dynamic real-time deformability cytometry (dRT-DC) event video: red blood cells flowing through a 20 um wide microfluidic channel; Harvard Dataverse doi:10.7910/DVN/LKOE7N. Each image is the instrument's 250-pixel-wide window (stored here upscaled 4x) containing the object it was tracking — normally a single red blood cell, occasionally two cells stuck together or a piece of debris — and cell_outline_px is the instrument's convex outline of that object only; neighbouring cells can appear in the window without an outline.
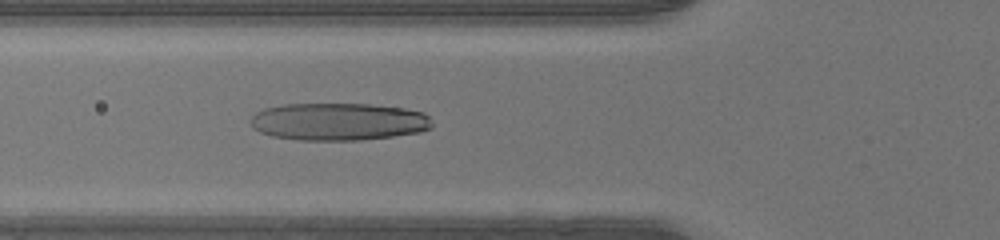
{"species": "human", "species_latin": "Homo sapiens", "temperature_condition": "warm", "stored_images_in_passage": 47, "camera_frame_rate_fps": 3000, "um_per_image_px": 0.085, "donor": {"sex": "male"}, "frame": {"image": 1, "passage_image": 17, "time_ms": 5.333, "image_size_px": [1000, 240], "cell_outline_px": [[432, 128], [420, 132], [392, 136], [360, 140], [296, 140], [272, 136], [260, 132], [252, 128], [252, 116], [256, 112], [264, 108], [284, 104], [368, 104], [404, 108], [424, 112], [428, 116], [432, 124]], "centroid_in_image_um": [28.77, 10.34], "position_along_channel_um": 97.0, "area_um2": 39.77}}
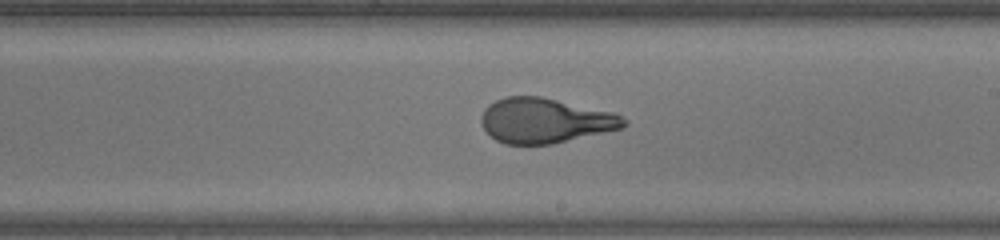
{"frame": {"image": 2, "passage_image": 27, "time_ms": 8.667, "image_size_px": [1000, 240], "cell_outline_px": [[628, 124], [624, 128], [552, 144], [504, 144], [496, 140], [484, 128], [480, 120], [480, 116], [484, 108], [488, 104], [504, 96], [540, 96], [612, 112], [628, 120]], "centroid_in_image_um": [46.32, 10.25], "position_along_channel_um": 242.7, "area_um2": 37.4}}
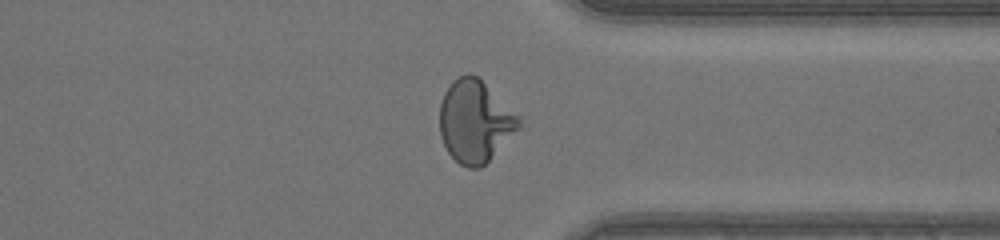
{"frame": {"image": 3, "passage_image": 36, "time_ms": 11.667, "image_size_px": [1000, 240], "cell_outline_px": [[520, 128], [480, 168], [468, 168], [460, 164], [448, 152], [440, 136], [440, 104], [444, 92], [452, 80], [468, 72], [476, 76], [520, 116]], "centroid_in_image_um": [40.36, 10.31], "position_along_channel_um": 371.0, "area_um2": 37.57}}